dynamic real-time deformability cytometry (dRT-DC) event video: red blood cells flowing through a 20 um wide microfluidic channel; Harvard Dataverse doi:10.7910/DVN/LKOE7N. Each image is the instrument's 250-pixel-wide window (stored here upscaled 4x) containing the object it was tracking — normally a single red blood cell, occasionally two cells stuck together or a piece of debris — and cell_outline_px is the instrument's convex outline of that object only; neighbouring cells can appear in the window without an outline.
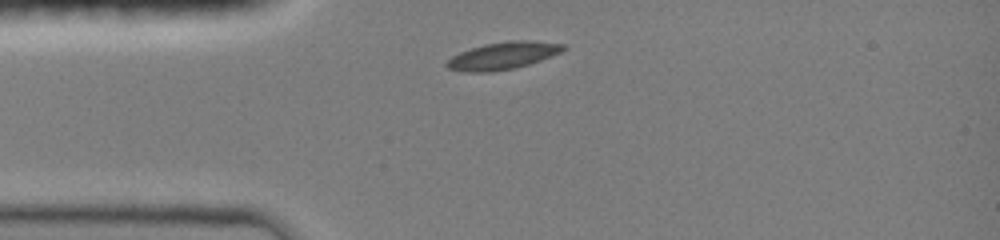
{"species": "common noctule bat (a hibernating species)", "species_latin": "Nyctalus noctula", "temperature_condition": "room temperature", "stored_images_in_passage": 2, "camera_frame_rate_fps": 3000, "um_per_image_px": 0.085, "animal": {"sex": "female", "body_mass_g": 19.0, "forearm_length_mm": 51.5}, "frame": {"image": 1, "passage_image": 1, "time_ms": 0.0, "image_size_px": [1000, 240], "cell_outline_px": [[568, 48], [560, 52], [540, 60], [528, 64], [512, 68], [492, 72], [464, 72], [448, 68], [444, 64], [452, 56], [460, 52], [484, 44], [508, 40], [528, 40], [564, 44]], "centroid_in_image_um": [42.73, 4.73], "position_along_channel_um": 42.3, "area_um2": 18.44}}